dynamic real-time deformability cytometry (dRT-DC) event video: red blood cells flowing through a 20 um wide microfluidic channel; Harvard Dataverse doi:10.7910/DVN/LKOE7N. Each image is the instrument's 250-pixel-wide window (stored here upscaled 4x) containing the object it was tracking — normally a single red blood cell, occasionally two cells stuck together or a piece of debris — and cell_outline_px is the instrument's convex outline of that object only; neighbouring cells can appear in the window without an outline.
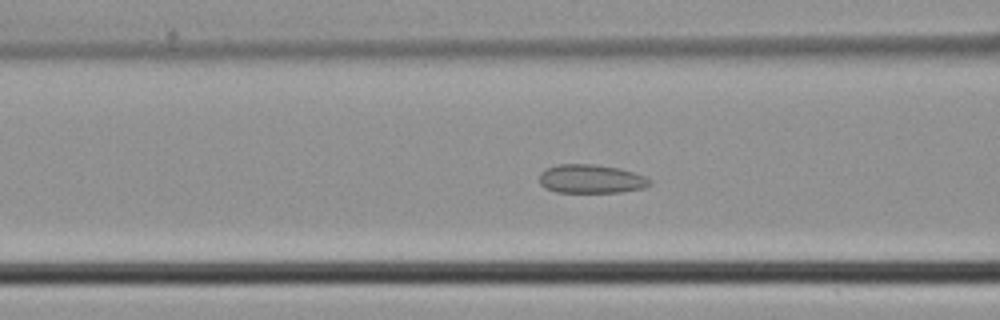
{"species": "common noctule bat (a hibernating species)", "species_latin": "Nyctalus noctula", "temperature_condition": "cold", "stored_images_in_passage": 47, "camera_frame_rate_fps": 3000, "um_per_image_px": 0.085, "animal": {"sex": "male", "body_mass_g": 21.5, "forearm_length_mm": 52.0}, "frame": {"image": 1, "passage_image": 19, "time_ms": 6.0, "image_size_px": [1000, 320], "cell_outline_px": [[652, 184], [644, 188], [620, 192], [556, 192], [544, 188], [540, 184], [540, 172], [544, 168], [556, 164], [592, 164], [620, 168], [644, 176], [652, 180]], "centroid_in_image_um": [50.22, 15.2], "position_along_channel_um": 116.4, "area_um2": 18.67}}
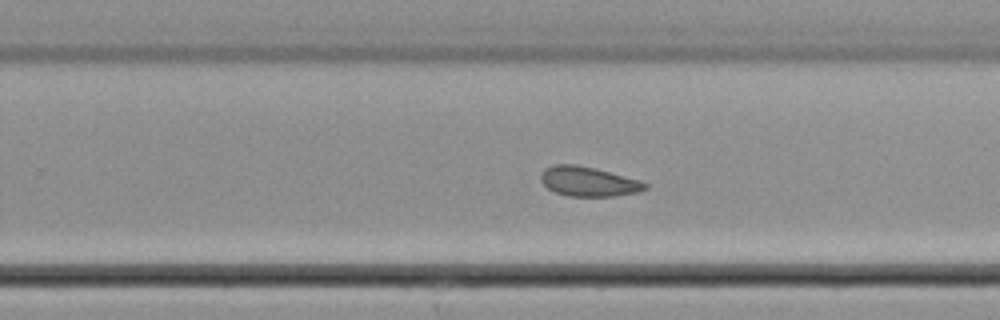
{"frame": {"image": 2, "passage_image": 30, "time_ms": 9.667, "image_size_px": [1000, 320], "cell_outline_px": [[648, 188], [636, 192], [612, 196], [568, 196], [556, 192], [548, 188], [540, 180], [540, 176], [544, 168], [552, 164], [576, 164], [640, 180], [648, 184]], "centroid_in_image_um": [49.98, 15.42], "position_along_channel_um": 279.8, "area_um2": 17.8}}
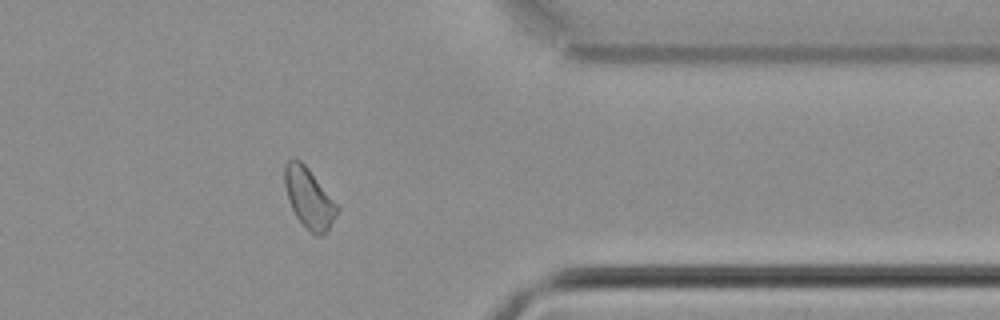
{"frame": {"image": 3, "passage_image": 38, "time_ms": 12.333, "image_size_px": [1000, 320], "cell_outline_px": [[340, 208], [336, 216], [328, 228], [320, 236], [316, 236], [296, 216], [288, 200], [284, 184], [284, 164], [288, 160], [300, 160], [308, 168]], "centroid_in_image_um": [26.25, 16.81], "position_along_channel_um": 385.2, "area_um2": 17.92}}